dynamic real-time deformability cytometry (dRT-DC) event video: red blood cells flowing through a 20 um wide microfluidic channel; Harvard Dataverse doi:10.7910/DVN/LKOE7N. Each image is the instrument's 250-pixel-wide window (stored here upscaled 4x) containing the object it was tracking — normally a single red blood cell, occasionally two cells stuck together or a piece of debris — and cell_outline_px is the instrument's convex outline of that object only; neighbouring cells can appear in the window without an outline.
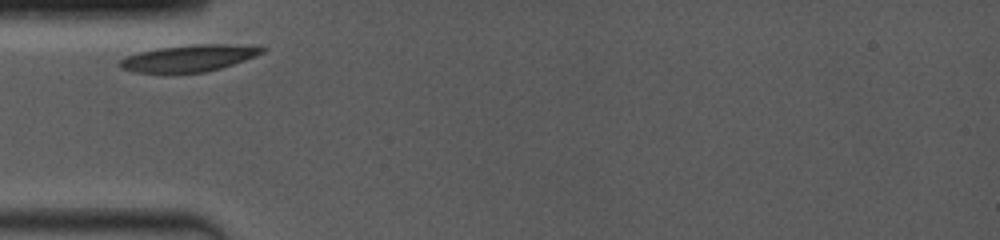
{"species": "common noctule bat (a hibernating species)", "species_latin": "Nyctalus noctula", "temperature_condition": "room temperature", "stored_images_in_passage": 22, "camera_frame_rate_fps": 4000, "um_per_image_px": 0.085, "animal": {"sex": "female", "body_mass_g": 19.0, "forearm_length_mm": 53.3}, "frame": {"image": 1, "passage_image": 1, "time_ms": 0.0, "image_size_px": [1000, 240], "cell_outline_px": [[268, 48], [264, 52], [256, 56], [220, 68], [204, 72], [132, 72], [120, 68], [116, 64], [124, 56], [156, 48], [192, 44], [256, 44]], "centroid_in_image_um": [16.09, 4.92], "position_along_channel_um": 68.9, "area_um2": 22.43}}
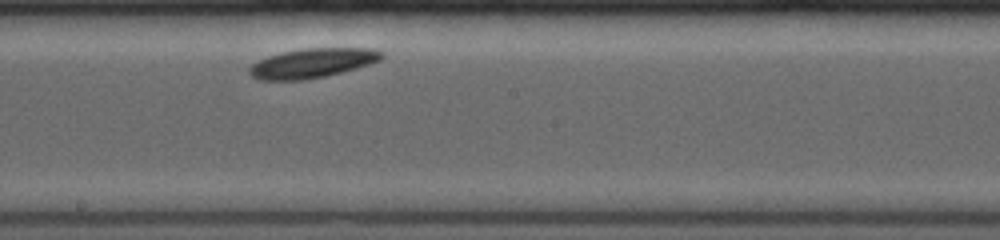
{"frame": {"image": 2, "passage_image": 13, "time_ms": 4.25, "image_size_px": [1000, 240], "cell_outline_px": [[384, 56], [380, 60], [356, 68], [324, 76], [304, 80], [256, 80], [248, 72], [248, 68], [252, 64], [268, 56], [280, 52], [304, 48], [372, 48], [384, 52]], "centroid_in_image_um": [26.52, 5.36], "position_along_channel_um": 221.7, "area_um2": 22.72}}
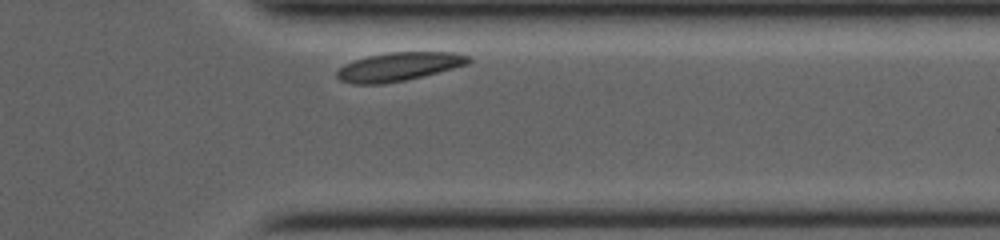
{"frame": {"image": 3, "passage_image": 22, "time_ms": 8.5, "image_size_px": [1000, 240], "cell_outline_px": [[472, 60], [468, 64], [404, 80], [384, 84], [356, 84], [340, 80], [336, 76], [336, 72], [344, 64], [368, 56], [388, 52], [452, 52], [468, 56]], "centroid_in_image_um": [33.87, 5.66], "position_along_channel_um": 377.5, "area_um2": 21.56}}